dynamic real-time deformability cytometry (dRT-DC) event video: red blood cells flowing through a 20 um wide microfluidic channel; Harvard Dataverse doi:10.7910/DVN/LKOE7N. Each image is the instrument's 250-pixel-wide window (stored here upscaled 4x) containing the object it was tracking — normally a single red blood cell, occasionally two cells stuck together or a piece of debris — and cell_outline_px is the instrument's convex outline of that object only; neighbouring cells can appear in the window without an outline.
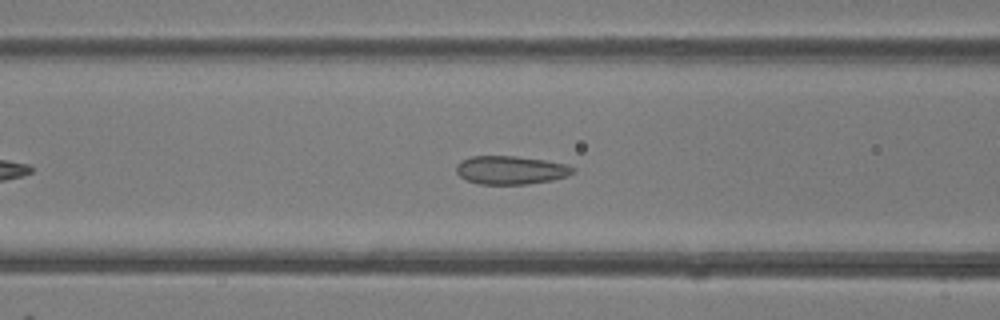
{"species": "common noctule bat (a hibernating species)", "species_latin": "Nyctalus noctula", "temperature_condition": "room temperature", "stored_images_in_passage": 39, "camera_frame_rate_fps": 3000, "um_per_image_px": 0.085, "animal": {"sex": "female"}, "frame": {"image": 1, "passage_image": 10, "time_ms": 3.0, "image_size_px": [1000, 320], "cell_outline_px": [[576, 172], [568, 176], [552, 180], [528, 184], [480, 184], [464, 180], [456, 172], [456, 164], [460, 160], [472, 156], [516, 156], [544, 160], [568, 164], [576, 168]], "centroid_in_image_um": [43.42, 14.46], "position_along_channel_um": 123.2, "area_um2": 19.59}}
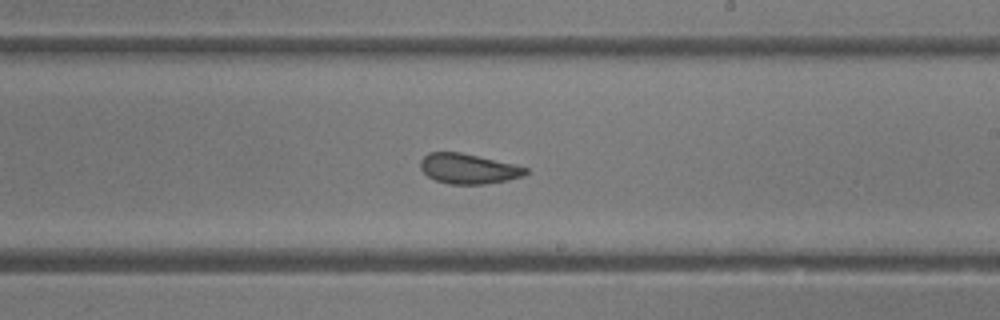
{"frame": {"image": 2, "passage_image": 19, "time_ms": 6.0, "image_size_px": [1000, 320], "cell_outline_px": [[528, 172], [524, 176], [508, 180], [484, 184], [448, 184], [436, 180], [428, 176], [420, 168], [420, 160], [428, 152], [460, 152], [516, 164], [528, 168]], "centroid_in_image_um": [39.82, 14.34], "position_along_channel_um": 249.2, "area_um2": 18.55}}
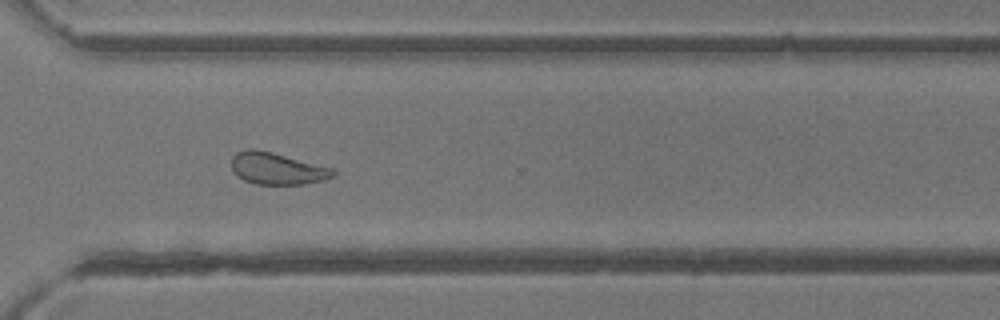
{"frame": {"image": 3, "passage_image": 26, "time_ms": 8.333, "image_size_px": [1000, 320], "cell_outline_px": [[336, 172], [332, 176], [324, 180], [304, 184], [256, 184], [244, 180], [236, 176], [232, 172], [232, 156], [236, 152], [248, 148], [256, 148], [272, 152], [332, 168]], "centroid_in_image_um": [23.5, 14.32], "position_along_channel_um": 347.1, "area_um2": 18.9}, "authors_computed_cell_mechanics": {"area_um2": 19.7676, "velocity_mm_per_s": 4.2019, "shape_relaxation_time_tau1_ms": 8.2179, "shape_relaxation_time_tau2_ms": 1.0862, "deformation_change_tau1": 0.145, "deformation_change_tau2": 0.0633}}